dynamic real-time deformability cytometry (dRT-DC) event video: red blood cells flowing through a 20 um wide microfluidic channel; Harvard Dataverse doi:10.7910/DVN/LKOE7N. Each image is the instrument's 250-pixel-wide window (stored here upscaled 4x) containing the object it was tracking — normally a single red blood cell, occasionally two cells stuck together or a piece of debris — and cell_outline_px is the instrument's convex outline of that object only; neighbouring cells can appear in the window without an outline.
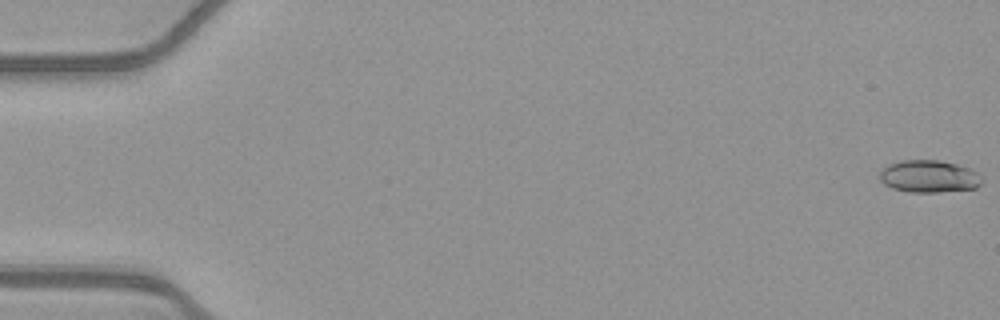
{"species": "common noctule bat (a hibernating species)", "species_latin": "Nyctalus noctula", "temperature_condition": "warm", "stored_images_in_passage": 54, "camera_frame_rate_fps": 3000, "um_per_image_px": 0.085, "animal": {"sex": "female", "body_mass_g": 21.9}, "frame": {"image": 1, "passage_image": 1, "time_ms": 0.0, "image_size_px": [1000, 320], "cell_outline_px": [[980, 184], [976, 188], [936, 192], [908, 192], [892, 188], [884, 184], [880, 180], [880, 172], [888, 164], [900, 160], [936, 160], [956, 164], [968, 168], [976, 172], [980, 180]], "centroid_in_image_um": [78.91, 14.99], "position_along_channel_um": 6.1, "area_um2": 19.02}}
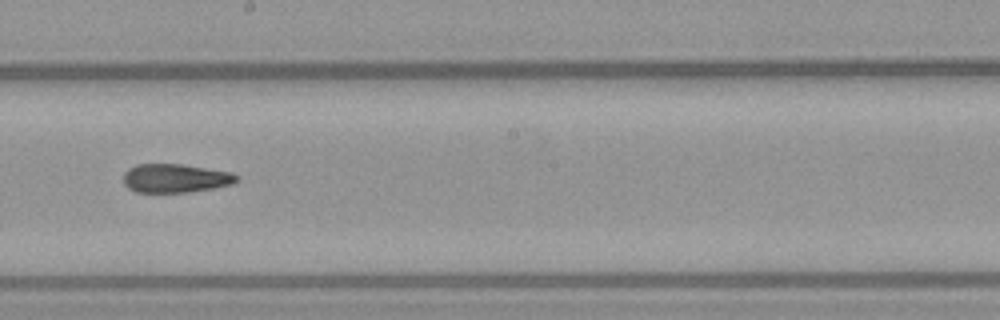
{"frame": {"image": 2, "passage_image": 31, "time_ms": 10.0, "image_size_px": [1000, 320], "cell_outline_px": [[240, 180], [232, 184], [216, 188], [188, 192], [136, 192], [128, 188], [124, 184], [124, 172], [128, 168], [136, 164], [180, 164], [232, 172], [240, 176]], "centroid_in_image_um": [14.94, 15.15], "position_along_channel_um": 233.3, "area_um2": 19.13}}
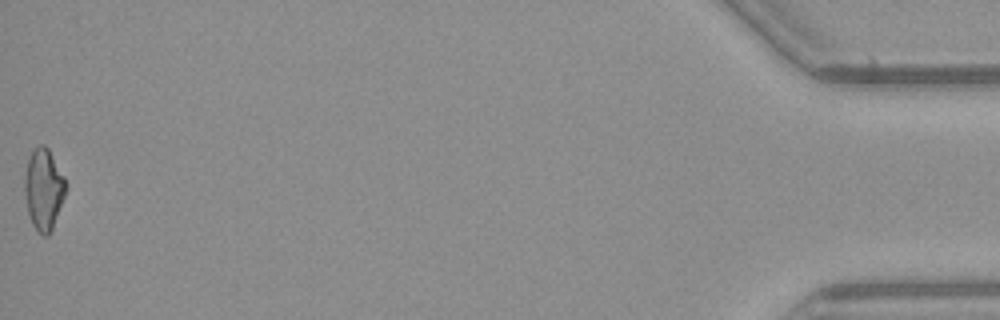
{"frame": {"image": 3, "passage_image": 54, "time_ms": 17.667, "image_size_px": [1000, 320], "cell_outline_px": [[68, 188], [52, 228], [48, 236], [44, 236], [36, 232], [32, 224], [28, 212], [24, 192], [24, 176], [28, 160], [32, 152], [40, 144], [44, 144], [48, 148], [64, 176], [68, 184]], "centroid_in_image_um": [3.72, 16.1], "position_along_channel_um": 431.5, "area_um2": 19.59}, "authors_computed_cell_mechanics": {"area_um2": 19.2185, "velocity_mm_per_s": 3.92, "shape_relaxation_time_tau1_ms": null, "shape_relaxation_time_tau2_ms": 3.6584, "deformation_change_tau1": null, "deformation_change_tau2": 0.1303}}